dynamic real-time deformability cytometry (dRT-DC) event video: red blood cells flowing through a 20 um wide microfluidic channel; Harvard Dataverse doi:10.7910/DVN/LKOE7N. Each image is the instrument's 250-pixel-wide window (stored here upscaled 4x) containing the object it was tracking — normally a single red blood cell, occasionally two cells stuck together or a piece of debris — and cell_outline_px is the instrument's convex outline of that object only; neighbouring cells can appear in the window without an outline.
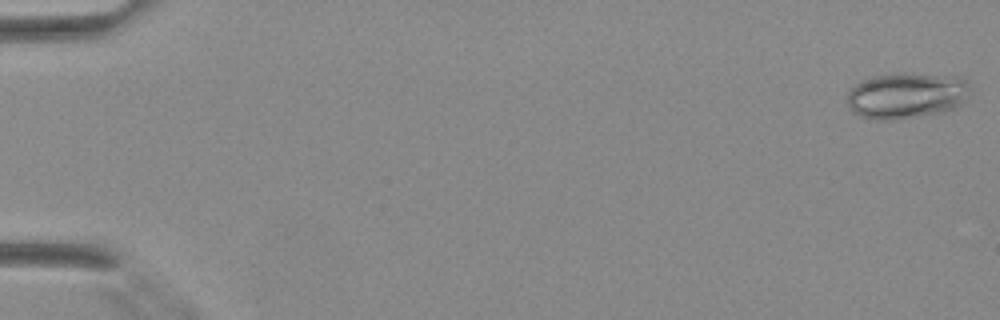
{"species": "Egyptian fruit bat (a non-hibernating species)", "species_latin": "Rousettus aegyptiacus", "temperature_condition": "warm", "stored_images_in_passage": 12, "camera_frame_rate_fps": 3000, "um_per_image_px": 0.085, "animal": {"sex": "female"}, "frame": {"image": 1, "passage_image": 1, "time_ms": 0.0, "image_size_px": [1000, 320], "cell_outline_px": [[968, 84], [964, 100], [956, 108], [940, 112], [892, 120], [876, 120], [860, 116], [852, 112], [848, 104], [848, 92], [860, 80], [872, 76], [960, 76]], "centroid_in_image_um": [76.98, 8.17], "position_along_channel_um": 8.0, "area_um2": 31.67}}